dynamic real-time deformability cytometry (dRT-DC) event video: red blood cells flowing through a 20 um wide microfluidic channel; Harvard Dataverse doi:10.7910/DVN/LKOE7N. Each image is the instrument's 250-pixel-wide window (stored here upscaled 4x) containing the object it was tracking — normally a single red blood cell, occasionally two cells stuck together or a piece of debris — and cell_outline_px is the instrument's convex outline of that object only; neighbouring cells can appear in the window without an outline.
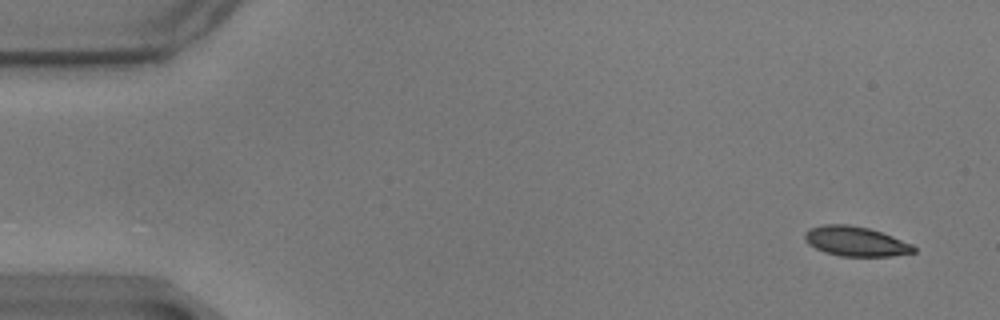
{"species": "common noctule bat (a hibernating species)", "species_latin": "Nyctalus noctula", "temperature_condition": "warm", "stored_images_in_passage": 60, "camera_frame_rate_fps": 3000, "um_per_image_px": 0.085, "animal": {"sex": "male", "body_mass_g": 17.9}, "frame": {"image": 1, "passage_image": 4, "time_ms": 1.0, "image_size_px": [1000, 320], "cell_outline_px": [[916, 252], [892, 256], [840, 256], [824, 252], [808, 244], [804, 240], [804, 232], [812, 228], [824, 224], [848, 224], [868, 228], [892, 236], [912, 244], [916, 248]], "centroid_in_image_um": [72.72, 20.52], "position_along_channel_um": 12.3, "area_um2": 18.84}}
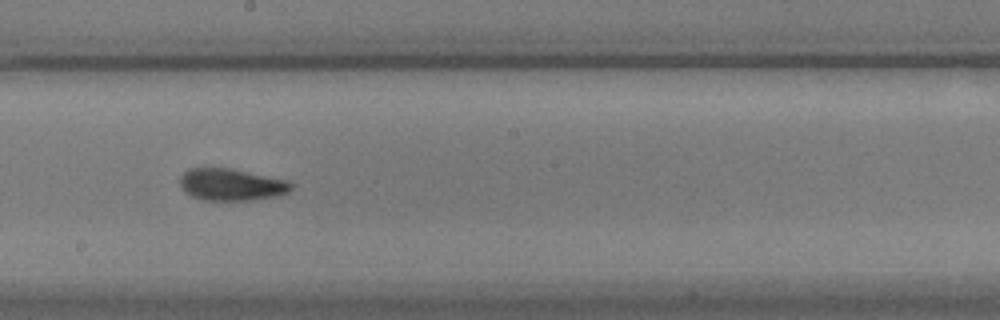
{"frame": {"image": 2, "passage_image": 33, "time_ms": 10.667, "image_size_px": [1000, 320], "cell_outline_px": [[292, 188], [288, 192], [276, 196], [248, 200], [204, 200], [192, 196], [184, 192], [180, 188], [180, 176], [188, 168], [232, 168], [288, 180], [292, 184]], "centroid_in_image_um": [19.64, 15.68], "position_along_channel_um": 228.6, "area_um2": 20.81}}
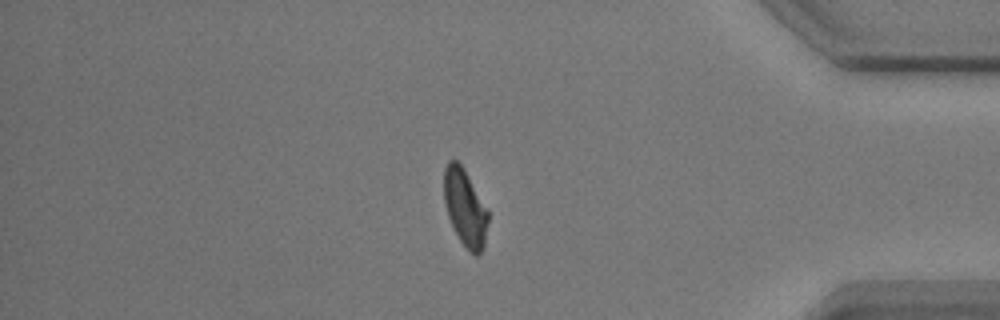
{"frame": {"image": 3, "passage_image": 50, "time_ms": 16.333, "image_size_px": [1000, 320], "cell_outline_px": [[488, 220], [484, 248], [476, 256], [460, 240], [448, 216], [444, 204], [444, 168], [448, 160], [456, 160], [464, 168], [488, 208]], "centroid_in_image_um": [39.54, 17.61], "position_along_channel_um": 395.7, "area_um2": 19.77}, "authors_computed_cell_mechanics": {"area_um2": 20.1144, "velocity_mm_per_s": 3.4765, "shape_relaxation_time_tau1_ms": 6.6318, "shape_relaxation_time_tau2_ms": 1.9617, "deformation_change_tau1": 0.1563, "deformation_change_tau2": 0.0771}}